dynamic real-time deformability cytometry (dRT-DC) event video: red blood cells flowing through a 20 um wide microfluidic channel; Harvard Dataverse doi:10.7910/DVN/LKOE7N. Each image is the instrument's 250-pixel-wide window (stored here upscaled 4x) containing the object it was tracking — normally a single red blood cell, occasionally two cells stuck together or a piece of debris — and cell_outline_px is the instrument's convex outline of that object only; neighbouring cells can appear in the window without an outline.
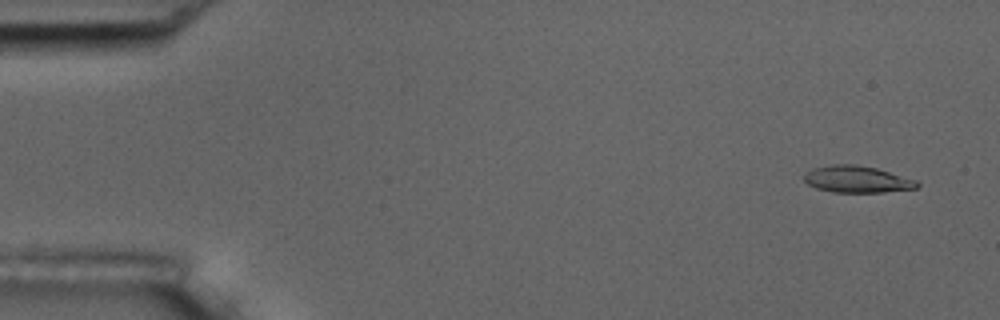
{"species": "common noctule bat (a hibernating species)", "species_latin": "Nyctalus noctula", "temperature_condition": "room temperature", "stored_images_in_passage": 6, "camera_frame_rate_fps": 3000, "um_per_image_px": 0.085, "animal": {"sex": "male", "body_mass_g": 17.5, "forearm_length_mm": 52.3}, "frame": {"image": 1, "passage_image": 1, "time_ms": 0.0, "image_size_px": [1000, 320], "cell_outline_px": [[920, 184], [916, 188], [884, 192], [832, 192], [816, 188], [808, 184], [804, 180], [804, 176], [812, 168], [832, 164], [852, 164], [876, 168], [916, 180]], "centroid_in_image_um": [72.83, 15.24], "position_along_channel_um": 12.2, "area_um2": 17.46}}
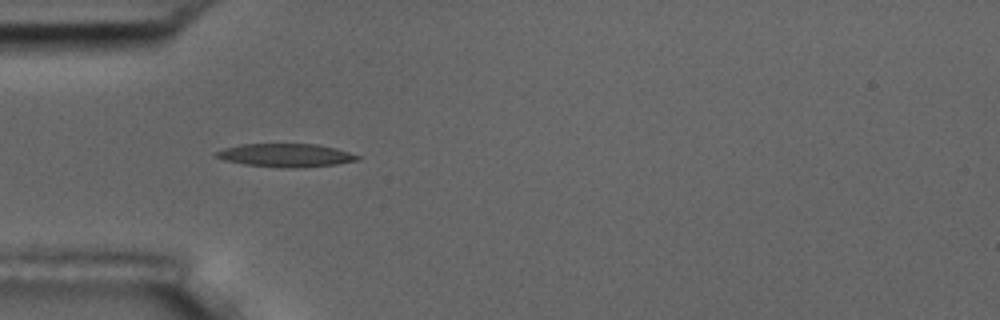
{"frame": {"image": 2, "passage_image": 5, "time_ms": 1.333, "image_size_px": [1000, 320], "cell_outline_px": [[360, 160], [336, 164], [304, 168], [244, 164], [224, 160], [212, 156], [212, 152], [224, 148], [240, 144], [316, 144], [336, 148], [360, 156]], "centroid_in_image_um": [24.26, 13.19], "position_along_channel_um": 60.7, "area_um2": 19.13}}